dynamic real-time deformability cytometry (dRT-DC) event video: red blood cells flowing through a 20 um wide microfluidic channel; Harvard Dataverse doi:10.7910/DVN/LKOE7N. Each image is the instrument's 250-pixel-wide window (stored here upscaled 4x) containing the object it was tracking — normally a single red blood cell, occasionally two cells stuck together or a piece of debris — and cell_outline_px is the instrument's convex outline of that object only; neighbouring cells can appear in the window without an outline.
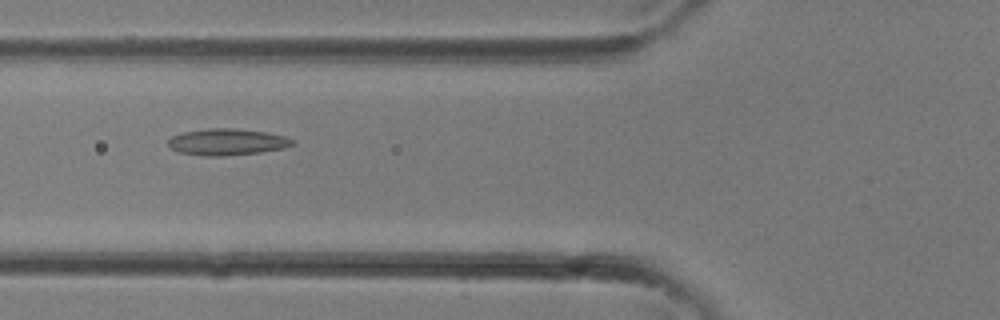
{"species": "common noctule bat (a hibernating species)", "species_latin": "Nyctalus noctula", "temperature_condition": "room temperature", "stored_images_in_passage": 24, "camera_frame_rate_fps": 3000, "um_per_image_px": 0.085, "animal": {"sex": "female"}, "frame": {"image": 1, "passage_image": 3, "time_ms": 0.667, "image_size_px": [1000, 320], "cell_outline_px": [[296, 144], [284, 148], [260, 152], [228, 156], [208, 156], [180, 152], [172, 148], [168, 144], [168, 140], [172, 136], [184, 132], [208, 128], [232, 128], [264, 132], [284, 136], [296, 140]], "centroid_in_image_um": [19.34, 12.07], "position_along_channel_um": 106.5, "area_um2": 19.13}}
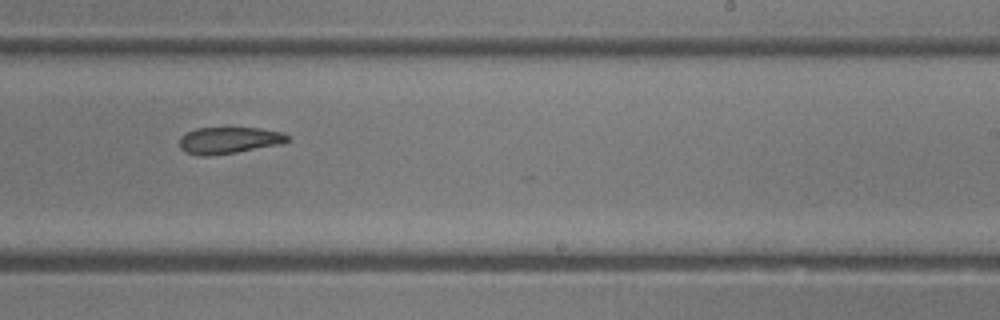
{"frame": {"image": 2, "passage_image": 11, "time_ms": 3.333, "image_size_px": [1000, 320], "cell_outline_px": [[292, 140], [280, 144], [236, 152], [212, 156], [200, 156], [184, 152], [180, 148], [180, 136], [184, 132], [196, 128], [260, 128], [284, 132], [292, 136]], "centroid_in_image_um": [19.48, 11.92], "position_along_channel_um": 269.5, "area_um2": 17.11}}
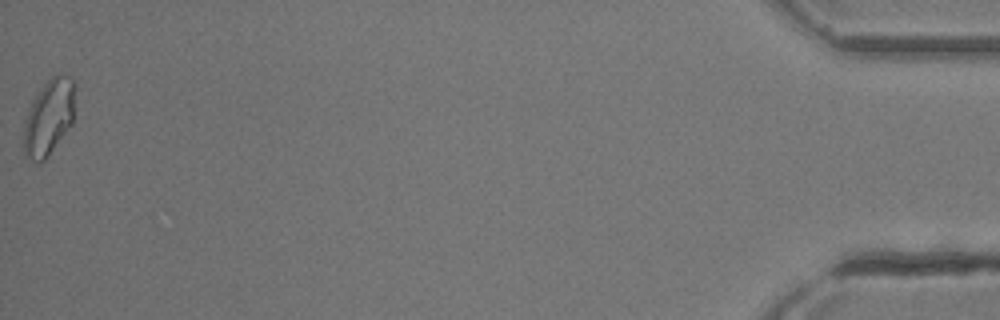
{"frame": {"image": 3, "passage_image": 24, "time_ms": 7.667, "image_size_px": [1000, 320], "cell_outline_px": [[76, 84], [72, 124], [48, 156], [44, 160], [36, 164], [24, 152], [24, 120], [32, 100], [44, 84], [52, 76], [60, 72], [72, 76]], "centroid_in_image_um": [4.18, 9.91], "position_along_channel_um": 431.0, "area_um2": 22.95}}